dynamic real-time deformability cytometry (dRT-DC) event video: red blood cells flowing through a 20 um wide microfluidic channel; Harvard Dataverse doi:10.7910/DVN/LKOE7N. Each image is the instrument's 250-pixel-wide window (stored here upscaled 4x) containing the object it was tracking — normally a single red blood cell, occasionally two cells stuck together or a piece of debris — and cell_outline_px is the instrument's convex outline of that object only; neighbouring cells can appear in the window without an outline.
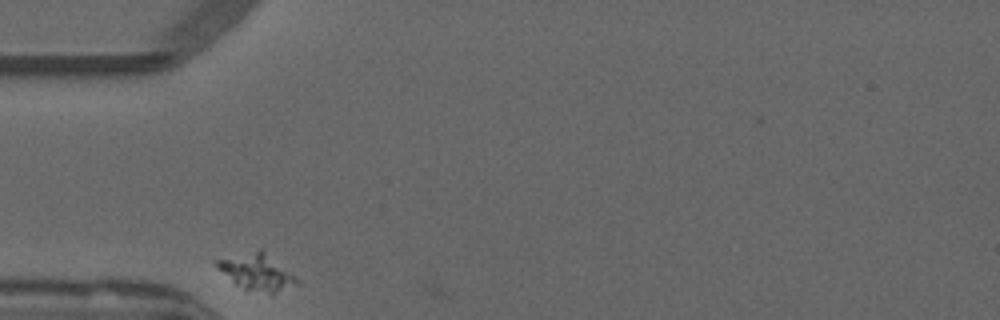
{"species": "common noctule bat (a hibernating species)", "species_latin": "Nyctalus noctula", "temperature_condition": "warm", "stored_images_in_passage": 2, "camera_frame_rate_fps": 3000, "um_per_image_px": 0.085, "animal": {"sex": "male", "forearm_length_mm": 52.5}, "frame": {"image": 1, "passage_image": 1, "time_ms": 0.0, "image_size_px": [1000, 320], "cell_outline_px": [[300, 284], [272, 296], [244, 288], [236, 284], [216, 268], [212, 264], [212, 260], [260, 248], [292, 272], [300, 280]], "centroid_in_image_um": [21.85, 23.13], "position_along_channel_um": 63.1, "area_um2": 17.69}}